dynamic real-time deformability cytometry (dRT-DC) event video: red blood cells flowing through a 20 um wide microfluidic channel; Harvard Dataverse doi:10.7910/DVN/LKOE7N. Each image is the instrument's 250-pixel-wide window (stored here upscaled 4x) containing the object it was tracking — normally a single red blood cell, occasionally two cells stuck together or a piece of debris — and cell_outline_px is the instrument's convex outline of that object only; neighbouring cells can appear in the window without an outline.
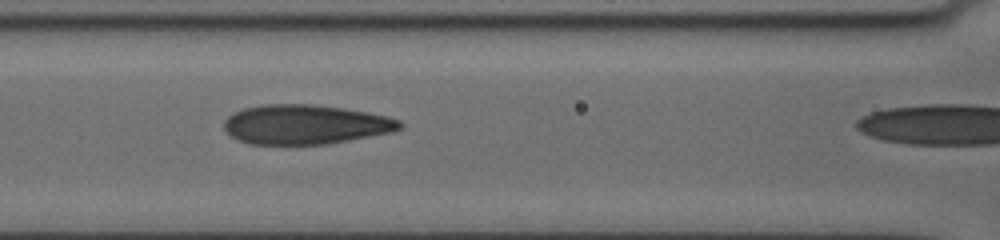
{"species": "human", "species_latin": "Homo sapiens", "temperature_condition": "cold", "stored_images_in_passage": 26, "camera_frame_rate_fps": 3000, "um_per_image_px": 0.085, "donor": {"sex": "female"}, "frame": {"image": 1, "passage_image": 22, "time_ms": 8.667, "image_size_px": [1000, 240], "cell_outline_px": [[404, 124], [400, 128], [392, 132], [328, 144], [248, 144], [236, 140], [224, 128], [224, 120], [232, 112], [244, 108], [264, 104], [312, 104], [344, 108], [368, 112], [400, 120]], "centroid_in_image_um": [25.93, 10.58], "position_along_channel_um": 140.7, "area_um2": 40.58}}
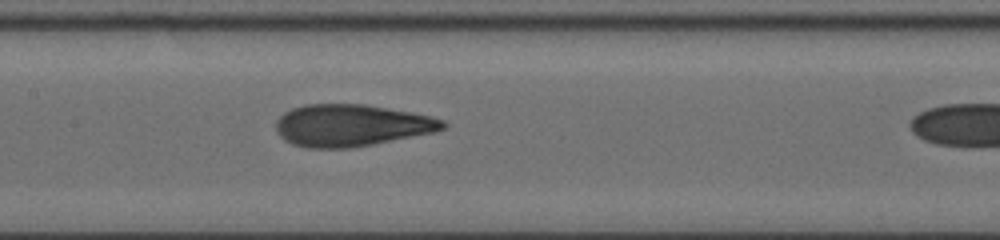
{"frame": {"image": 2, "passage_image": 25, "time_ms": 9.667, "image_size_px": [1000, 240], "cell_outline_px": [[448, 124], [444, 128], [436, 132], [352, 148], [308, 148], [292, 144], [284, 140], [280, 136], [276, 128], [276, 120], [284, 112], [292, 108], [304, 104], [364, 104], [412, 112], [432, 116], [444, 120]], "centroid_in_image_um": [29.88, 10.65], "position_along_channel_um": 177.5, "area_um2": 41.04}}